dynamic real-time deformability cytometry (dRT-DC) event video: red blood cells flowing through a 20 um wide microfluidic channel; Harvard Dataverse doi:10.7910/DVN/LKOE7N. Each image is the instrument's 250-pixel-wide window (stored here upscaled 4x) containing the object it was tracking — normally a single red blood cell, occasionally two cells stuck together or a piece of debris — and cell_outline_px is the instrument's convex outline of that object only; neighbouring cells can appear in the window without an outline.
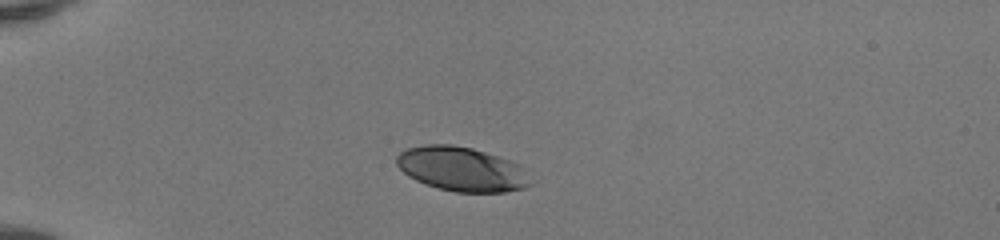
{"species": "human", "species_latin": "Homo sapiens", "temperature_condition": "room temperature", "stored_images_in_passage": 37, "camera_frame_rate_fps": 3000, "um_per_image_px": 0.085, "donor": {"sex": "female"}, "frame": {"image": 1, "passage_image": 1, "time_ms": 0.0, "image_size_px": [1000, 240], "cell_outline_px": [[536, 180], [532, 184], [524, 188], [504, 192], [456, 192], [436, 188], [424, 184], [408, 176], [396, 164], [396, 156], [404, 148], [424, 144], [452, 144], [472, 148], [520, 164]], "centroid_in_image_um": [39.27, 14.37], "position_along_channel_um": 45.7, "area_um2": 35.08}}
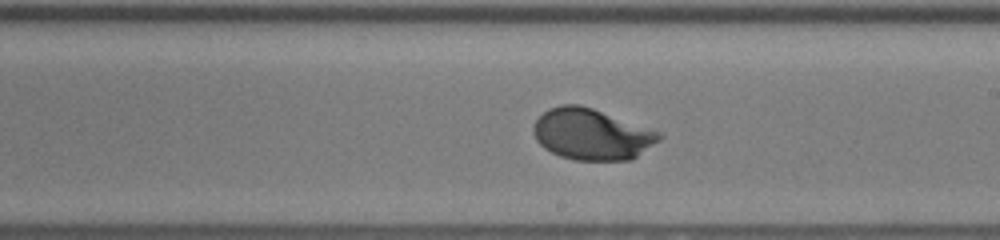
{"frame": {"image": 2, "passage_image": 18, "time_ms": 5.667, "image_size_px": [1000, 240], "cell_outline_px": [[664, 136], [660, 140], [632, 160], [576, 160], [560, 156], [544, 148], [536, 140], [532, 132], [532, 128], [536, 120], [548, 108], [560, 104], [580, 104], [592, 108], [660, 132]], "centroid_in_image_um": [50.28, 11.41], "position_along_channel_um": 238.7, "area_um2": 37.45}}
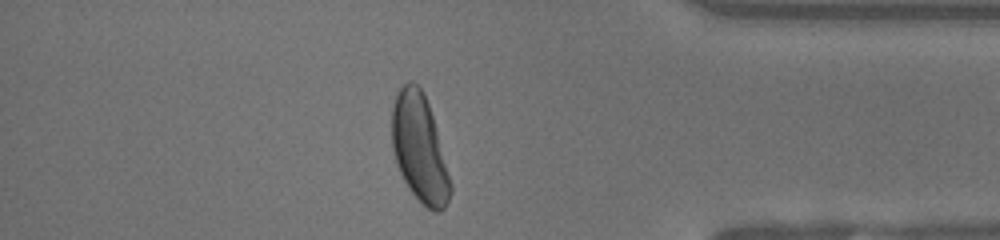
{"frame": {"image": 3, "passage_image": 31, "time_ms": 10.0, "image_size_px": [1000, 240], "cell_outline_px": [[452, 192], [444, 208], [440, 212], [436, 212], [428, 208], [408, 188], [396, 164], [392, 148], [392, 104], [400, 88], [408, 80], [412, 80], [420, 88], [428, 104], [436, 128], [452, 184]], "centroid_in_image_um": [35.65, 12.61], "position_along_channel_um": 399.5, "area_um2": 36.41}, "authors_computed_cell_mechanics": {"area_um2": 37.0498, "velocity_mm_per_s": 4.1449, "shape_relaxation_time_tau1_ms": 2.3616, "shape_relaxation_time_tau2_ms": null, "deformation_change_tau1": 0.1613, "deformation_change_tau2": null}}